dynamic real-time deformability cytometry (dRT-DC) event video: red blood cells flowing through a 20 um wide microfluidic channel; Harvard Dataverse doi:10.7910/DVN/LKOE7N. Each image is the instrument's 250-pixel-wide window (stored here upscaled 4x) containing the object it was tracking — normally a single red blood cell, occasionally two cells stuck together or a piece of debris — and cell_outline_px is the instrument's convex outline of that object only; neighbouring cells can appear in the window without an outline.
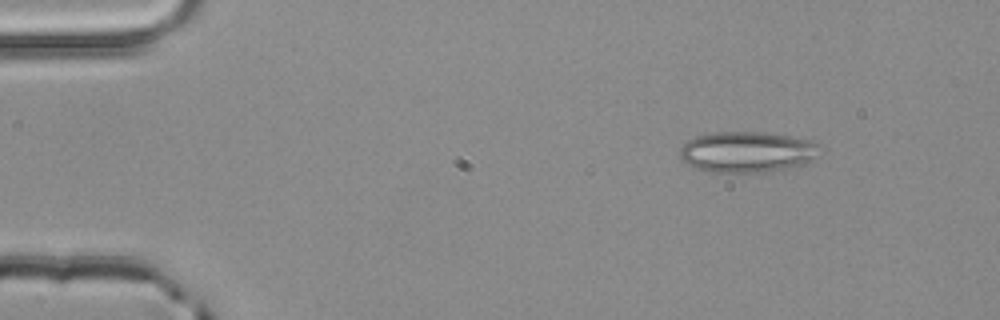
{"species": "common noctule bat (a hibernating species)", "species_latin": "Nyctalus noctula", "temperature_condition": "room temperature", "stored_images_in_passage": 3, "camera_frame_rate_fps": 3000, "um_per_image_px": 0.085, "animal": {"sex": "male", "body_mass_g": 20.4}, "frame": {"image": 1, "passage_image": 3, "time_ms": 0.667, "image_size_px": [1000, 320], "cell_outline_px": [[820, 144], [812, 156], [800, 164], [784, 168], [764, 172], [716, 172], [696, 168], [684, 164], [680, 156], [680, 148], [688, 140], [696, 136], [712, 132], [764, 132], [788, 136], [808, 140]], "centroid_in_image_um": [63.38, 12.9], "position_along_channel_um": 21.6, "area_um2": 32.66}}